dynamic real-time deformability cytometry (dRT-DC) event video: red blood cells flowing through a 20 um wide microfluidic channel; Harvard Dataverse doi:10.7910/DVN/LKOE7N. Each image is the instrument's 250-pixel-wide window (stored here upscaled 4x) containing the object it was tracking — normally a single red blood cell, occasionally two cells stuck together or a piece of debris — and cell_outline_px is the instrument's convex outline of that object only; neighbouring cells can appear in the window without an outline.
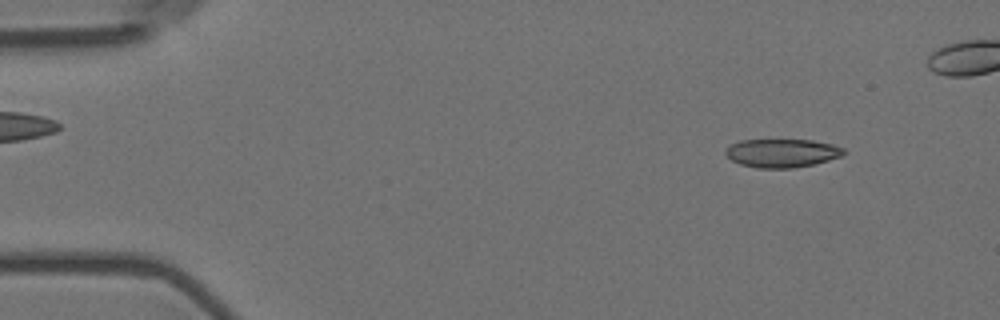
{"species": "Egyptian fruit bat (a non-hibernating species)", "species_latin": "Rousettus aegyptiacus", "temperature_condition": "room temperature", "stored_images_in_passage": 5, "camera_frame_rate_fps": 3000, "um_per_image_px": 0.085, "animal": {"sex": "female"}, "frame": {"image": 1, "passage_image": 1, "time_ms": 0.0, "image_size_px": [1000, 320], "cell_outline_px": [[848, 152], [840, 156], [828, 160], [812, 164], [792, 168], [756, 168], [740, 164], [732, 160], [724, 152], [732, 144], [740, 140], [812, 140], [832, 144], [844, 148]], "centroid_in_image_um": [66.48, 13.01], "position_along_channel_um": 18.5, "area_um2": 19.48}}